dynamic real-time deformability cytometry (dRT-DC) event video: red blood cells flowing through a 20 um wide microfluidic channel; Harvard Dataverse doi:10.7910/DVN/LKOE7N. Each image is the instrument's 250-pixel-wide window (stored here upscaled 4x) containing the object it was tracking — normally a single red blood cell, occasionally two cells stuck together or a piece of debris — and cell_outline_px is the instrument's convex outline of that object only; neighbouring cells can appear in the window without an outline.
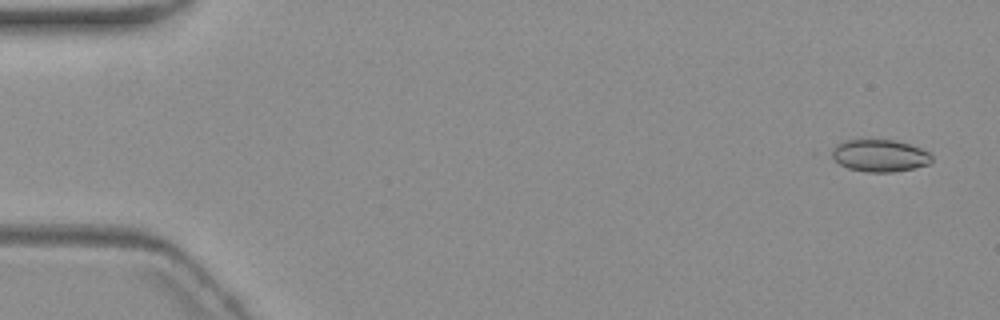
{"species": "common noctule bat (a hibernating species)", "species_latin": "Nyctalus noctula", "temperature_condition": "warm", "stored_images_in_passage": 4, "camera_frame_rate_fps": 3000, "um_per_image_px": 0.085, "animal": {"sex": "female", "body_mass_g": 19.3, "forearm_length_mm": 54.1}, "frame": {"image": 1, "passage_image": 1, "time_ms": 0.0, "image_size_px": [1000, 320], "cell_outline_px": [[932, 160], [928, 164], [912, 168], [892, 172], [864, 172], [848, 168], [840, 164], [828, 156], [824, 152], [836, 144], [844, 140], [896, 140], [920, 148], [928, 152], [932, 156]], "centroid_in_image_um": [74.66, 13.22], "position_along_channel_um": 10.3, "area_um2": 19.07}}
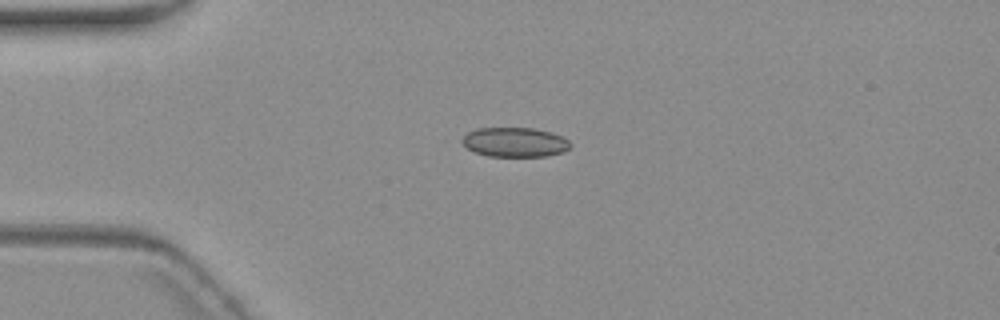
{"frame": {"image": 2, "passage_image": 4, "time_ms": 4.0, "image_size_px": [1000, 320], "cell_outline_px": [[572, 144], [564, 152], [548, 156], [488, 156], [476, 152], [468, 148], [460, 140], [468, 132], [476, 128], [532, 128], [552, 132], [564, 136]], "centroid_in_image_um": [43.8, 12.08], "position_along_channel_um": 41.2, "area_um2": 18.67}}